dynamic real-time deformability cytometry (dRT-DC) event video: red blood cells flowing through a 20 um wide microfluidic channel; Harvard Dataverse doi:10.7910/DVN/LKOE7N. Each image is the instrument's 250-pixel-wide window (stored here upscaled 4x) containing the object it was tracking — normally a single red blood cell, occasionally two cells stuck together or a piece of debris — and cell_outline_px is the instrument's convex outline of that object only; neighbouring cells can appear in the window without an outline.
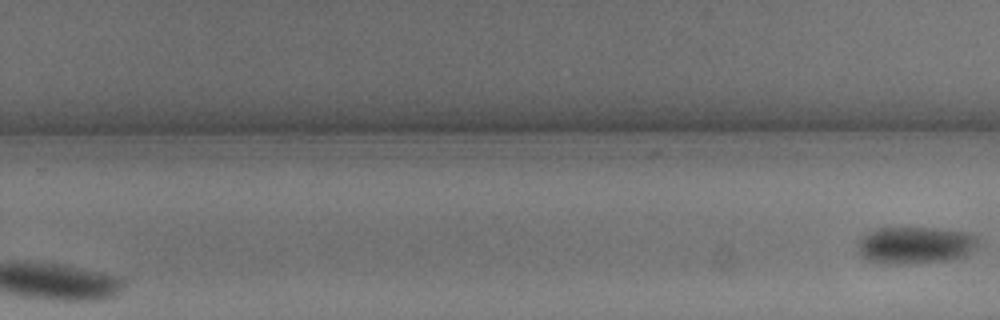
{"species": "common noctule bat (a hibernating species)", "species_latin": "Nyctalus noctula", "temperature_condition": "warm", "stored_images_in_passage": 14, "segment_of_instrument_passage": [2, 2], "camera_frame_rate_fps": 3000, "um_per_image_px": 0.085, "animal": {"sex": "male", "body_mass_g": 13.3}, "frame": {"image": 1, "passage_image": 14, "time_ms": 4.333, "image_size_px": [1000, 320], "cell_outline_px": [[976, 248], [964, 256], [952, 260], [900, 264], [888, 264], [864, 260], [856, 252], [856, 244], [868, 232], [876, 228], [936, 228], [968, 232], [976, 236]], "centroid_in_image_um": [77.74, 20.85], "position_along_channel_um": 252.1, "area_um2": 26.3}}